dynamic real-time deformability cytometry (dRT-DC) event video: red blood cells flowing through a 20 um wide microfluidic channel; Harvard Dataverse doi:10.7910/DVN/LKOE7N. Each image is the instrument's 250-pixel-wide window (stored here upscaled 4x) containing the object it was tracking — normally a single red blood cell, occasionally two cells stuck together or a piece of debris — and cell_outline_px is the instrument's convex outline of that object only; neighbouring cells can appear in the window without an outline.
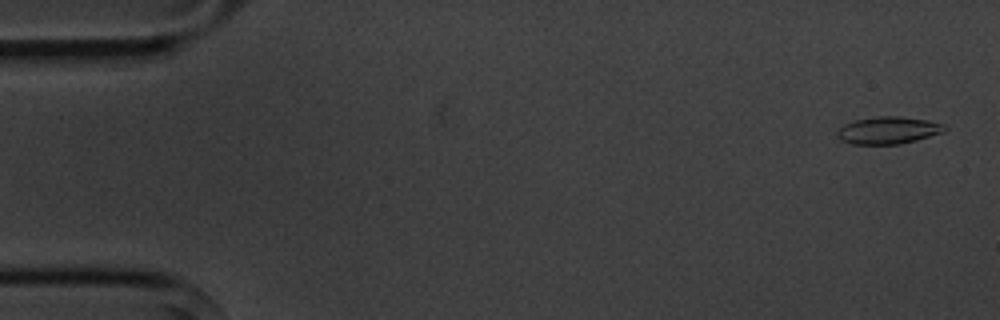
{"species": "common noctule bat (a hibernating species)", "species_latin": "Nyctalus noctula", "temperature_condition": "cold", "stored_images_in_passage": 6, "camera_frame_rate_fps": 3000, "um_per_image_px": 0.085, "animal": {"sex": "male", "body_mass_g": 20.1, "forearm_length_mm": 53.5}, "frame": {"image": 1, "passage_image": 1, "time_ms": 0.0, "image_size_px": [1000, 320], "cell_outline_px": [[948, 128], [944, 132], [916, 140], [900, 144], [852, 144], [840, 140], [836, 136], [836, 132], [844, 124], [856, 120], [880, 116], [900, 116], [928, 120], [948, 124]], "centroid_in_image_um": [75.54, 11.07], "position_along_channel_um": 9.5, "area_um2": 17.22}}